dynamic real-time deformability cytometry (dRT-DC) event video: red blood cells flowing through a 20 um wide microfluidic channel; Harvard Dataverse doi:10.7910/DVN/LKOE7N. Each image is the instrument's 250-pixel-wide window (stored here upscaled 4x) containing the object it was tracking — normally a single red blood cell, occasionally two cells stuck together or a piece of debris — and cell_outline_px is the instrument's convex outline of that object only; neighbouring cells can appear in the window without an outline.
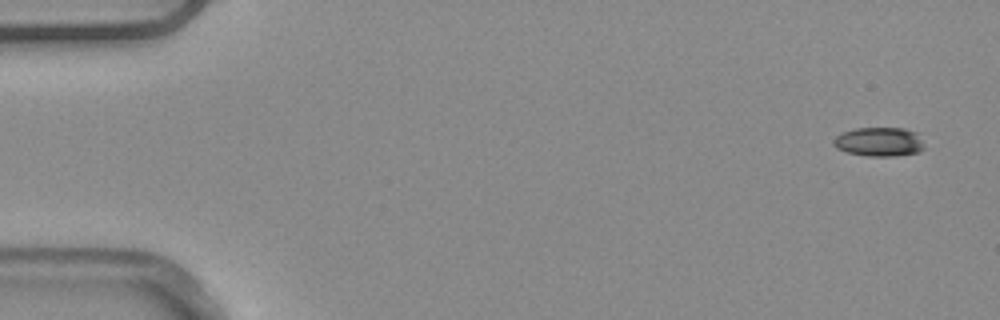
{"species": "common noctule bat (a hibernating species)", "species_latin": "Nyctalus noctula", "temperature_condition": "warm", "stored_images_in_passage": 4, "camera_frame_rate_fps": 3000, "um_per_image_px": 0.085, "animal": {"sex": "male", "body_mass_g": 20.4}, "frame": {"image": 1, "passage_image": 1, "time_ms": 0.0, "image_size_px": [1000, 320], "cell_outline_px": [[924, 148], [920, 152], [896, 156], [868, 156], [848, 152], [836, 148], [832, 144], [832, 140], [840, 132], [856, 128], [904, 128], [916, 132], [924, 144]], "centroid_in_image_um": [74.72, 12.05], "position_along_channel_um": 10.3, "area_um2": 15.55}}
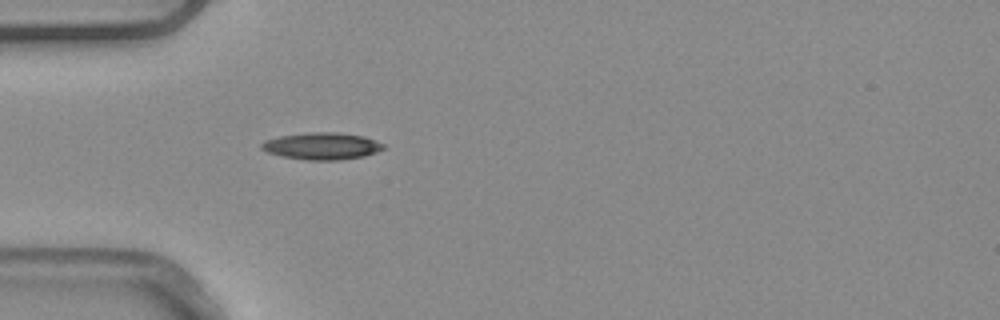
{"frame": {"image": 2, "passage_image": 4, "time_ms": 1.0, "image_size_px": [1000, 320], "cell_outline_px": [[384, 148], [376, 152], [364, 156], [340, 160], [308, 160], [284, 156], [268, 152], [260, 148], [260, 144], [264, 140], [280, 136], [312, 132], [336, 132], [364, 136], [384, 144]], "centroid_in_image_um": [27.36, 12.41], "position_along_channel_um": 57.6, "area_um2": 19.02}}